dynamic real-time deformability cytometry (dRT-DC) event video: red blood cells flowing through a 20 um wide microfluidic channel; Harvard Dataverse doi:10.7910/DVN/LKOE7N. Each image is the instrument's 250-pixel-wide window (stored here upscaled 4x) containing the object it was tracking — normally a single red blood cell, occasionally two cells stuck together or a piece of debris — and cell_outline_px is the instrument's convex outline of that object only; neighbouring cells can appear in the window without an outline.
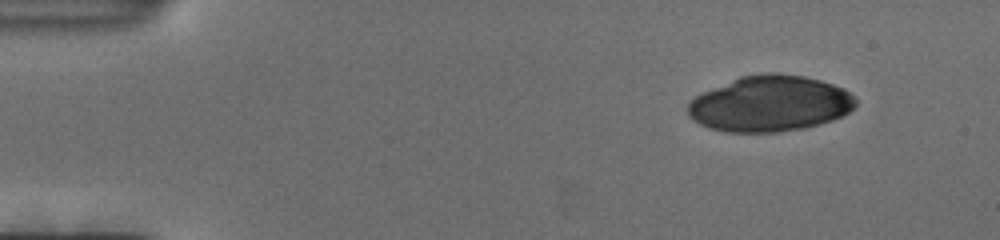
{"species": "human", "species_latin": "Homo sapiens", "temperature_condition": "cold", "stored_images_in_passage": 81, "camera_frame_rate_fps": 3000, "um_per_image_px": 0.085, "donor": {"sex": "female"}, "frame": {"image": 1, "passage_image": 1, "time_ms": 0.0, "image_size_px": [1000, 240], "cell_outline_px": [[856, 104], [848, 112], [832, 120], [820, 124], [804, 128], [776, 132], [724, 132], [708, 128], [692, 120], [688, 116], [688, 104], [696, 96], [704, 92], [740, 76], [768, 72], [772, 72], [804, 76], [820, 80], [844, 88], [856, 100]], "centroid_in_image_um": [65.43, 8.82], "position_along_channel_um": 19.6, "area_um2": 54.51}}